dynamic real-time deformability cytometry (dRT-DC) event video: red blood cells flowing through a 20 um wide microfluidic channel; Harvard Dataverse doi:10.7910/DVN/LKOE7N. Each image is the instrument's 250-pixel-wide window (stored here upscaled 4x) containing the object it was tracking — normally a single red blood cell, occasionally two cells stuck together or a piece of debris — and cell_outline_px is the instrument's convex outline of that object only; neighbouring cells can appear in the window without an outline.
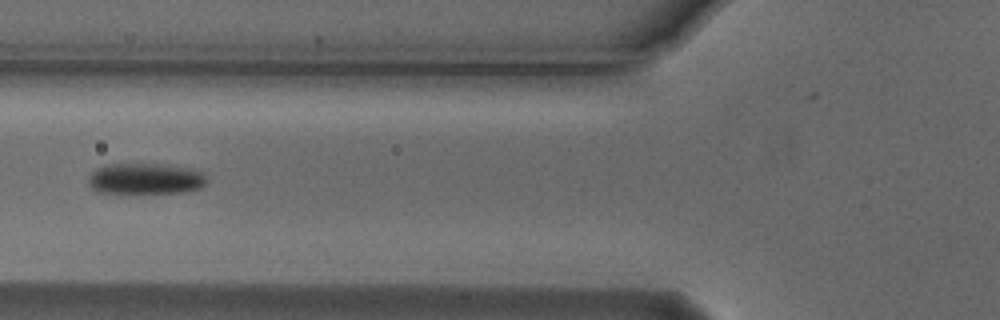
{"species": "Egyptian fruit bat (a non-hibernating species)", "species_latin": "Rousettus aegyptiacus", "temperature_condition": "cold", "stored_images_in_passage": 9, "camera_frame_rate_fps": 3000, "um_per_image_px": 0.085, "animal": {"sex": "male"}, "frame": {"image": 1, "passage_image": 6, "time_ms": 1.667, "image_size_px": [1000, 320], "cell_outline_px": [[204, 184], [200, 188], [180, 192], [96, 192], [88, 184], [88, 176], [96, 168], [104, 164], [164, 164], [188, 168], [204, 172]], "centroid_in_image_um": [12.3, 15.17], "position_along_channel_um": 113.5, "area_um2": 21.15}}
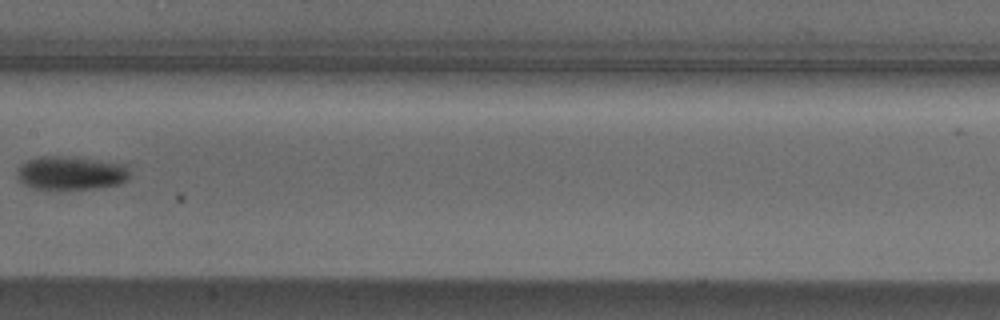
{"frame": {"image": 2, "passage_image": 8, "time_ms": 2.333, "image_size_px": [1000, 320], "cell_outline_px": [[128, 180], [120, 184], [100, 188], [36, 188], [24, 184], [16, 176], [16, 172], [20, 164], [28, 160], [40, 156], [76, 156], [124, 164], [128, 168]], "centroid_in_image_um": [6.04, 14.68], "position_along_channel_um": 201.4, "area_um2": 22.08}}
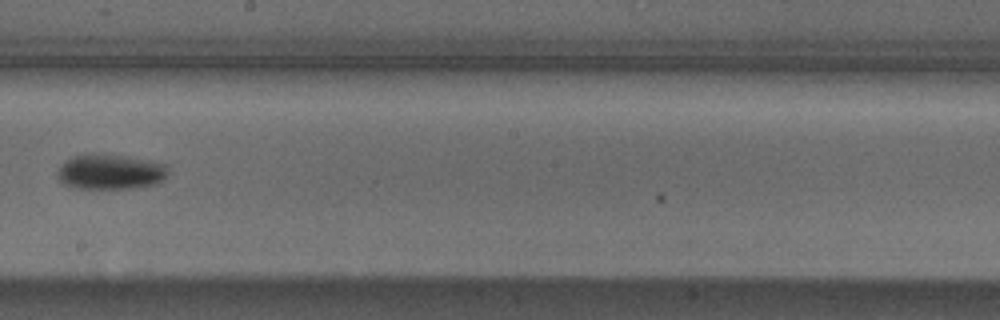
{"frame": {"image": 3, "passage_image": 9, "time_ms": 2.667, "image_size_px": [1000, 320], "cell_outline_px": [[168, 172], [156, 184], [132, 188], [76, 188], [64, 184], [56, 176], [56, 172], [72, 156], [124, 156], [164, 164]], "centroid_in_image_um": [9.36, 14.65], "position_along_channel_um": 238.8, "area_um2": 21.62}}